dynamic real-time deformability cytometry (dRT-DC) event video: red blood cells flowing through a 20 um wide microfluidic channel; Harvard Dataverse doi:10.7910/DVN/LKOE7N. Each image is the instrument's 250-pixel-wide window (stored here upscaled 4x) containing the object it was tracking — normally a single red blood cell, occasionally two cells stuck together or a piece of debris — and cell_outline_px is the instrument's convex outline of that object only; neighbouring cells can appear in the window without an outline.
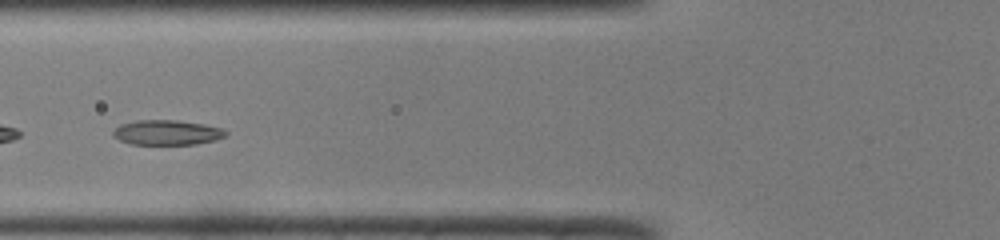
{"species": "common noctule bat (a hibernating species)", "species_latin": "Nyctalus noctula", "temperature_condition": "room temperature", "stored_images_in_passage": 42, "camera_frame_rate_fps": 3000, "um_per_image_px": 0.085, "animal": {"sex": "male", "body_mass_g": 19.0, "forearm_length_mm": 50.8}, "frame": {"image": 1, "passage_image": 13, "time_ms": 4.0, "image_size_px": [1000, 240], "cell_outline_px": [[228, 132], [224, 136], [216, 140], [196, 144], [132, 144], [120, 140], [112, 136], [112, 132], [120, 124], [136, 120], [176, 120], [204, 124], [224, 128]], "centroid_in_image_um": [14.2, 11.26], "position_along_channel_um": 111.6, "area_um2": 16.42}}
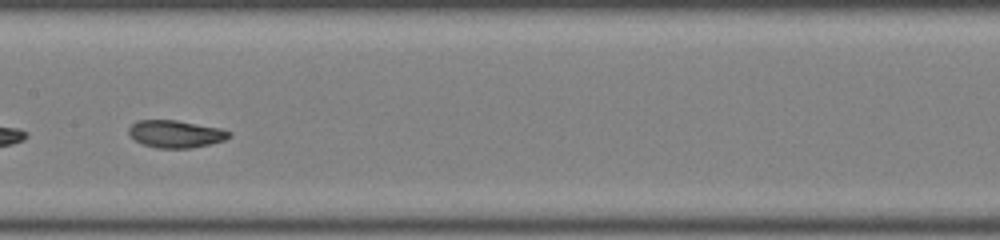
{"frame": {"image": 2, "passage_image": 19, "time_ms": 6.0, "image_size_px": [1000, 240], "cell_outline_px": [[232, 136], [224, 140], [212, 144], [192, 148], [156, 148], [144, 144], [136, 140], [128, 132], [128, 128], [136, 120], [176, 120], [220, 128], [232, 132]], "centroid_in_image_um": [14.97, 11.38], "position_along_channel_um": 192.4, "area_um2": 16.07}, "authors_computed_cell_mechanics": {"area_um2": 16.7331, "velocity_mm_per_s": 4.0542, "shape_relaxation_time_tau1_ms": 2.952, "shape_relaxation_time_tau2_ms": 1.7838, "deformation_change_tau1": 0.1065, "deformation_change_tau2": 0.059}}